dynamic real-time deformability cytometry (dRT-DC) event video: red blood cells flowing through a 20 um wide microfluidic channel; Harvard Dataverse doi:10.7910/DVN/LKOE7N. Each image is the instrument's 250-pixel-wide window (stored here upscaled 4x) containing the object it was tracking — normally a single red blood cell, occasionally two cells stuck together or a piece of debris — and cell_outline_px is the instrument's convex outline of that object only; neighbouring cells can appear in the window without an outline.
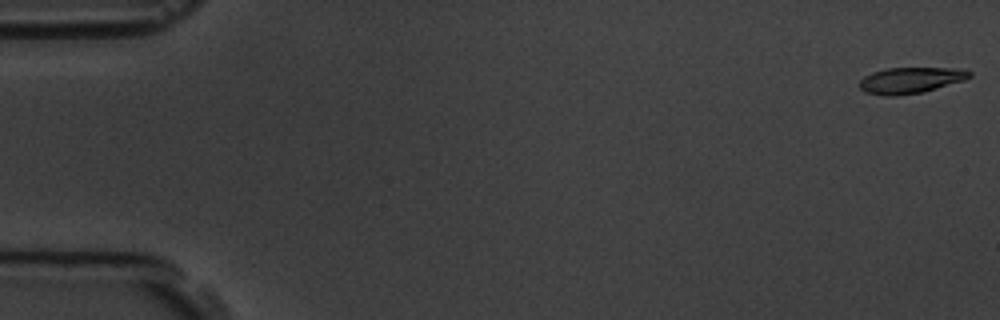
{"species": "common noctule bat (a hibernating species)", "species_latin": "Nyctalus noctula", "temperature_condition": "room temperature", "stored_images_in_passage": 10, "camera_frame_rate_fps": 3000, "um_per_image_px": 0.085, "animal": {"sex": "male", "body_mass_g": 19.5, "forearm_length_mm": 54.6}, "frame": {"image": 1, "passage_image": 1, "time_ms": 0.0, "image_size_px": [1000, 320], "cell_outline_px": [[972, 76], [964, 80], [924, 92], [896, 96], [884, 96], [864, 92], [860, 88], [860, 80], [864, 76], [872, 72], [888, 68], [964, 68], [972, 72]], "centroid_in_image_um": [77.41, 6.82], "position_along_channel_um": 7.6, "area_um2": 16.88}}
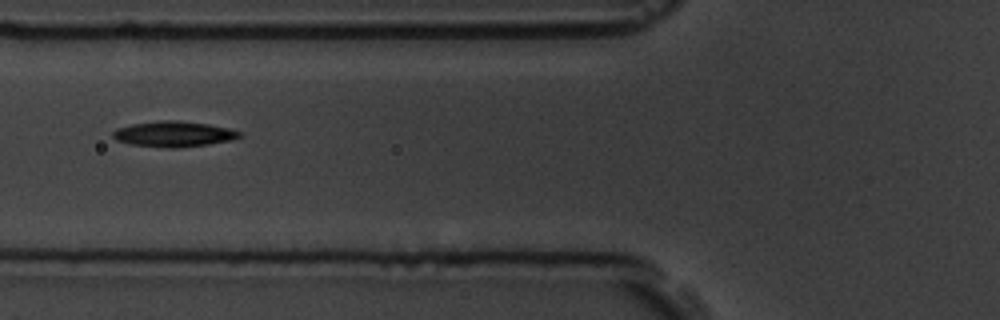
{"frame": {"image": 2, "passage_image": 7, "time_ms": 7.0, "image_size_px": [1000, 320], "cell_outline_px": [[244, 136], [232, 140], [208, 144], [176, 148], [168, 148], [132, 144], [116, 140], [112, 136], [112, 132], [116, 128], [132, 124], [160, 120], [176, 120], [208, 124], [228, 128], [244, 132]], "centroid_in_image_um": [14.8, 11.39], "position_along_channel_um": 111.0, "area_um2": 18.96}}
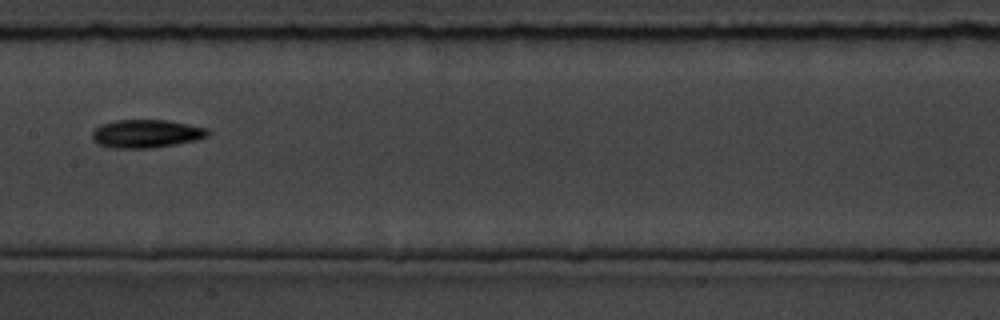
{"frame": {"image": 3, "passage_image": 9, "time_ms": 9.333, "image_size_px": [1000, 320], "cell_outline_px": [[212, 132], [208, 136], [196, 140], [176, 144], [152, 148], [112, 148], [96, 144], [92, 140], [92, 132], [100, 124], [116, 120], [168, 120], [208, 128]], "centroid_in_image_um": [12.43, 11.36], "position_along_channel_um": 195.0, "area_um2": 19.25}}